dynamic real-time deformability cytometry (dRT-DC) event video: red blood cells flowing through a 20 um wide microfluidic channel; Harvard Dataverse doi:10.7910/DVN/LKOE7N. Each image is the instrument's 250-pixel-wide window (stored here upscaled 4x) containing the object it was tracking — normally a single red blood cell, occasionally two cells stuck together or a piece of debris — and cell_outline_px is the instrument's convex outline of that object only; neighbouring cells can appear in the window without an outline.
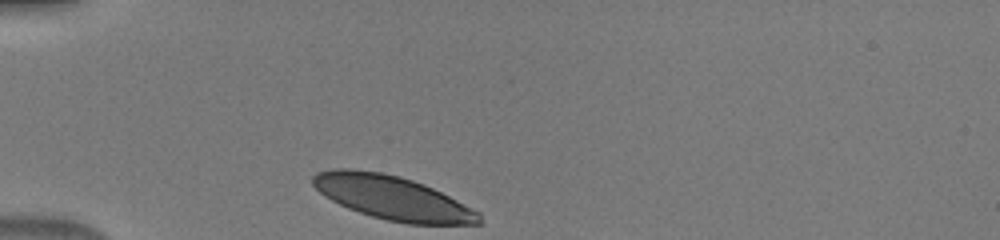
{"species": "human", "species_latin": "Homo sapiens", "temperature_condition": "warm", "stored_images_in_passage": 30, "camera_frame_rate_fps": 3000, "um_per_image_px": 0.085, "donor": {"sex": "male"}, "frame": {"image": 1, "passage_image": 1, "time_ms": 0.0, "image_size_px": [1000, 240], "cell_outline_px": [[484, 224], [408, 224], [388, 220], [372, 216], [348, 208], [324, 196], [312, 184], [312, 176], [316, 172], [332, 168], [348, 168], [380, 172], [400, 176], [424, 184], [480, 212]], "centroid_in_image_um": [33.36, 16.81], "position_along_channel_um": 51.6, "area_um2": 42.37}}
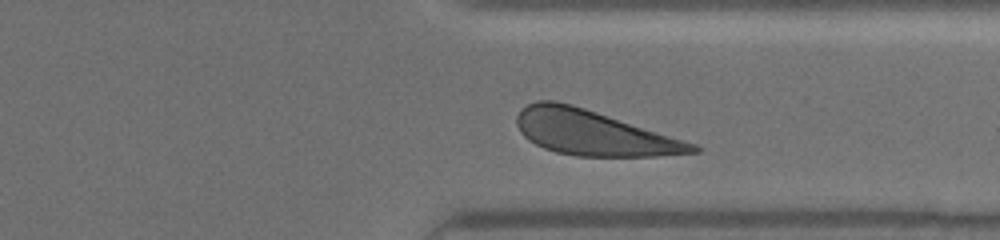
{"frame": {"image": 2, "passage_image": 26, "time_ms": 8.333, "image_size_px": [1000, 240], "cell_outline_px": [[700, 152], [656, 156], [576, 156], [556, 152], [544, 148], [528, 140], [520, 132], [516, 124], [516, 116], [520, 108], [536, 100], [556, 100], [572, 104], [696, 144], [700, 148]], "centroid_in_image_um": [50.37, 11.28], "position_along_channel_um": 361.0, "area_um2": 45.78}}
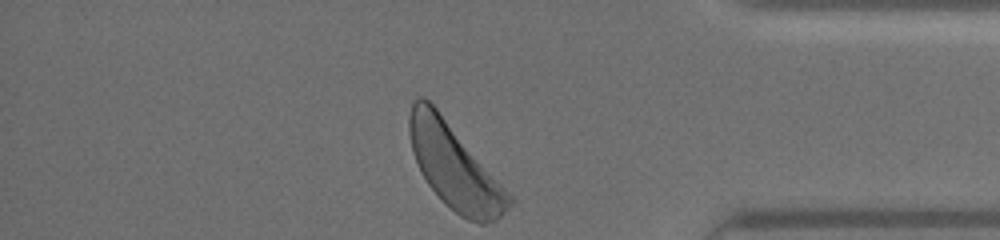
{"frame": {"image": 3, "passage_image": 30, "time_ms": 9.667, "image_size_px": [1000, 240], "cell_outline_px": [[516, 200], [496, 220], [484, 224], [480, 224], [468, 220], [460, 216], [428, 184], [420, 172], [412, 152], [408, 132], [408, 116], [412, 104], [420, 96], [428, 100], [436, 108]], "centroid_in_image_um": [38.63, 14.18], "position_along_channel_um": 396.6, "area_um2": 48.26}}